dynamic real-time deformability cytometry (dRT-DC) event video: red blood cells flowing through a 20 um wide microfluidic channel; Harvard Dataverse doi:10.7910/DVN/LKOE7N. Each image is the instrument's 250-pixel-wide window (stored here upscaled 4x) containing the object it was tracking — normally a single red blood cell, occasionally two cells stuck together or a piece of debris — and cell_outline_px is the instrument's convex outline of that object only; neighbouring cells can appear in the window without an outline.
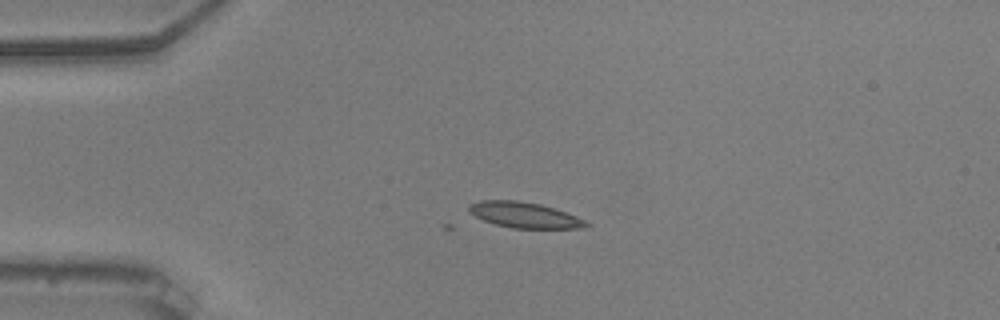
{"species": "common noctule bat (a hibernating species)", "species_latin": "Nyctalus noctula", "temperature_condition": "warm", "stored_images_in_passage": 6, "camera_frame_rate_fps": 3000, "um_per_image_px": 0.085, "animal": {"sex": "male", "body_mass_g": 20.5, "forearm_length_mm": 52.5}, "frame": {"image": 1, "passage_image": 6, "time_ms": 1.667, "image_size_px": [1000, 320], "cell_outline_px": [[592, 224], [584, 228], [512, 228], [496, 224], [484, 220], [468, 212], [468, 204], [480, 200], [516, 200], [540, 204], [556, 208], [576, 216]], "centroid_in_image_um": [44.58, 18.27], "position_along_channel_um": 40.4, "area_um2": 17.57}}